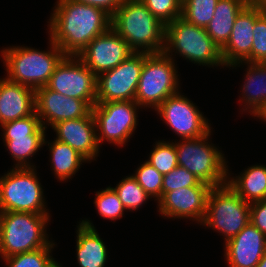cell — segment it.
<instances>
[{
    "mask_svg": "<svg viewBox=\"0 0 266 267\" xmlns=\"http://www.w3.org/2000/svg\"><path fill=\"white\" fill-rule=\"evenodd\" d=\"M262 13V10L250 1L236 17L231 36L221 49L226 68L232 64L244 62L250 56L254 24Z\"/></svg>",
    "mask_w": 266,
    "mask_h": 267,
    "instance_id": "obj_18",
    "label": "cell"
},
{
    "mask_svg": "<svg viewBox=\"0 0 266 267\" xmlns=\"http://www.w3.org/2000/svg\"><path fill=\"white\" fill-rule=\"evenodd\" d=\"M253 43L250 56L244 61L249 63H266V13L255 21Z\"/></svg>",
    "mask_w": 266,
    "mask_h": 267,
    "instance_id": "obj_35",
    "label": "cell"
},
{
    "mask_svg": "<svg viewBox=\"0 0 266 267\" xmlns=\"http://www.w3.org/2000/svg\"><path fill=\"white\" fill-rule=\"evenodd\" d=\"M49 50L9 46L1 50L6 78L34 90L46 86L56 66L66 56L49 37Z\"/></svg>",
    "mask_w": 266,
    "mask_h": 267,
    "instance_id": "obj_3",
    "label": "cell"
},
{
    "mask_svg": "<svg viewBox=\"0 0 266 267\" xmlns=\"http://www.w3.org/2000/svg\"><path fill=\"white\" fill-rule=\"evenodd\" d=\"M55 245L57 244L53 240L46 247L15 254L1 260L6 263V267H47L54 259L51 255Z\"/></svg>",
    "mask_w": 266,
    "mask_h": 267,
    "instance_id": "obj_30",
    "label": "cell"
},
{
    "mask_svg": "<svg viewBox=\"0 0 266 267\" xmlns=\"http://www.w3.org/2000/svg\"><path fill=\"white\" fill-rule=\"evenodd\" d=\"M249 222L250 203L244 201L227 183L211 189L200 225L223 235L226 243Z\"/></svg>",
    "mask_w": 266,
    "mask_h": 267,
    "instance_id": "obj_9",
    "label": "cell"
},
{
    "mask_svg": "<svg viewBox=\"0 0 266 267\" xmlns=\"http://www.w3.org/2000/svg\"><path fill=\"white\" fill-rule=\"evenodd\" d=\"M86 5L98 7L112 16L117 9L122 5L124 0H75Z\"/></svg>",
    "mask_w": 266,
    "mask_h": 267,
    "instance_id": "obj_37",
    "label": "cell"
},
{
    "mask_svg": "<svg viewBox=\"0 0 266 267\" xmlns=\"http://www.w3.org/2000/svg\"><path fill=\"white\" fill-rule=\"evenodd\" d=\"M35 112V90L0 78V125L32 115Z\"/></svg>",
    "mask_w": 266,
    "mask_h": 267,
    "instance_id": "obj_21",
    "label": "cell"
},
{
    "mask_svg": "<svg viewBox=\"0 0 266 267\" xmlns=\"http://www.w3.org/2000/svg\"><path fill=\"white\" fill-rule=\"evenodd\" d=\"M193 186H211L207 183L201 182L195 175L190 173L182 166H177L171 172L163 175L162 196L166 192L177 190L184 187Z\"/></svg>",
    "mask_w": 266,
    "mask_h": 267,
    "instance_id": "obj_33",
    "label": "cell"
},
{
    "mask_svg": "<svg viewBox=\"0 0 266 267\" xmlns=\"http://www.w3.org/2000/svg\"><path fill=\"white\" fill-rule=\"evenodd\" d=\"M132 176L145 192L158 202L162 198L163 175L157 171L148 161L140 164Z\"/></svg>",
    "mask_w": 266,
    "mask_h": 267,
    "instance_id": "obj_32",
    "label": "cell"
},
{
    "mask_svg": "<svg viewBox=\"0 0 266 267\" xmlns=\"http://www.w3.org/2000/svg\"><path fill=\"white\" fill-rule=\"evenodd\" d=\"M35 167H13L0 176V211L50 214Z\"/></svg>",
    "mask_w": 266,
    "mask_h": 267,
    "instance_id": "obj_8",
    "label": "cell"
},
{
    "mask_svg": "<svg viewBox=\"0 0 266 267\" xmlns=\"http://www.w3.org/2000/svg\"><path fill=\"white\" fill-rule=\"evenodd\" d=\"M183 94L179 91L169 96L155 111L180 139L202 137L212 129L211 123Z\"/></svg>",
    "mask_w": 266,
    "mask_h": 267,
    "instance_id": "obj_13",
    "label": "cell"
},
{
    "mask_svg": "<svg viewBox=\"0 0 266 267\" xmlns=\"http://www.w3.org/2000/svg\"><path fill=\"white\" fill-rule=\"evenodd\" d=\"M230 176V177H229ZM228 173L227 184L246 202L266 199V165L248 166L238 174Z\"/></svg>",
    "mask_w": 266,
    "mask_h": 267,
    "instance_id": "obj_25",
    "label": "cell"
},
{
    "mask_svg": "<svg viewBox=\"0 0 266 267\" xmlns=\"http://www.w3.org/2000/svg\"><path fill=\"white\" fill-rule=\"evenodd\" d=\"M76 230V259L80 267H105L108 250L91 220L82 219Z\"/></svg>",
    "mask_w": 266,
    "mask_h": 267,
    "instance_id": "obj_22",
    "label": "cell"
},
{
    "mask_svg": "<svg viewBox=\"0 0 266 267\" xmlns=\"http://www.w3.org/2000/svg\"><path fill=\"white\" fill-rule=\"evenodd\" d=\"M164 25L182 16L181 0H141Z\"/></svg>",
    "mask_w": 266,
    "mask_h": 267,
    "instance_id": "obj_34",
    "label": "cell"
},
{
    "mask_svg": "<svg viewBox=\"0 0 266 267\" xmlns=\"http://www.w3.org/2000/svg\"><path fill=\"white\" fill-rule=\"evenodd\" d=\"M212 186L184 187L166 192L157 203V211L163 218L189 219L201 224Z\"/></svg>",
    "mask_w": 266,
    "mask_h": 267,
    "instance_id": "obj_16",
    "label": "cell"
},
{
    "mask_svg": "<svg viewBox=\"0 0 266 267\" xmlns=\"http://www.w3.org/2000/svg\"><path fill=\"white\" fill-rule=\"evenodd\" d=\"M241 65H247L245 78H243L244 83L240 91L242 96H239L241 98L239 101L242 103H240V106L242 105L241 112H248L252 115L266 102V63L238 62L227 68L234 69Z\"/></svg>",
    "mask_w": 266,
    "mask_h": 267,
    "instance_id": "obj_23",
    "label": "cell"
},
{
    "mask_svg": "<svg viewBox=\"0 0 266 267\" xmlns=\"http://www.w3.org/2000/svg\"><path fill=\"white\" fill-rule=\"evenodd\" d=\"M218 0H184L182 18L198 27L206 28L214 16Z\"/></svg>",
    "mask_w": 266,
    "mask_h": 267,
    "instance_id": "obj_28",
    "label": "cell"
},
{
    "mask_svg": "<svg viewBox=\"0 0 266 267\" xmlns=\"http://www.w3.org/2000/svg\"><path fill=\"white\" fill-rule=\"evenodd\" d=\"M139 108L135 100L96 102L92 114L99 146L105 141L119 148L126 145L138 125Z\"/></svg>",
    "mask_w": 266,
    "mask_h": 267,
    "instance_id": "obj_10",
    "label": "cell"
},
{
    "mask_svg": "<svg viewBox=\"0 0 266 267\" xmlns=\"http://www.w3.org/2000/svg\"><path fill=\"white\" fill-rule=\"evenodd\" d=\"M2 139L14 165L12 167H35L31 158L44 146L46 130L36 112L27 117L0 125Z\"/></svg>",
    "mask_w": 266,
    "mask_h": 267,
    "instance_id": "obj_11",
    "label": "cell"
},
{
    "mask_svg": "<svg viewBox=\"0 0 266 267\" xmlns=\"http://www.w3.org/2000/svg\"><path fill=\"white\" fill-rule=\"evenodd\" d=\"M46 87L75 99L96 104L97 76L77 56H65L56 66Z\"/></svg>",
    "mask_w": 266,
    "mask_h": 267,
    "instance_id": "obj_12",
    "label": "cell"
},
{
    "mask_svg": "<svg viewBox=\"0 0 266 267\" xmlns=\"http://www.w3.org/2000/svg\"><path fill=\"white\" fill-rule=\"evenodd\" d=\"M224 252L228 267H256L266 252V235L249 222L224 243Z\"/></svg>",
    "mask_w": 266,
    "mask_h": 267,
    "instance_id": "obj_20",
    "label": "cell"
},
{
    "mask_svg": "<svg viewBox=\"0 0 266 267\" xmlns=\"http://www.w3.org/2000/svg\"><path fill=\"white\" fill-rule=\"evenodd\" d=\"M50 214L1 212L0 258L46 247L51 241L47 234Z\"/></svg>",
    "mask_w": 266,
    "mask_h": 267,
    "instance_id": "obj_5",
    "label": "cell"
},
{
    "mask_svg": "<svg viewBox=\"0 0 266 267\" xmlns=\"http://www.w3.org/2000/svg\"><path fill=\"white\" fill-rule=\"evenodd\" d=\"M163 52L174 60L177 54L198 66L226 67L221 49L213 42L205 28L191 24L182 17L165 25Z\"/></svg>",
    "mask_w": 266,
    "mask_h": 267,
    "instance_id": "obj_4",
    "label": "cell"
},
{
    "mask_svg": "<svg viewBox=\"0 0 266 267\" xmlns=\"http://www.w3.org/2000/svg\"><path fill=\"white\" fill-rule=\"evenodd\" d=\"M111 27L134 52L160 53L165 48V25L141 0H124L111 16Z\"/></svg>",
    "mask_w": 266,
    "mask_h": 267,
    "instance_id": "obj_2",
    "label": "cell"
},
{
    "mask_svg": "<svg viewBox=\"0 0 266 267\" xmlns=\"http://www.w3.org/2000/svg\"><path fill=\"white\" fill-rule=\"evenodd\" d=\"M45 145L49 146L50 168H52L54 176L58 181L67 182L75 176L83 163H89L84 156L73 149L69 144L56 139L52 142H48L45 137L44 146Z\"/></svg>",
    "mask_w": 266,
    "mask_h": 267,
    "instance_id": "obj_26",
    "label": "cell"
},
{
    "mask_svg": "<svg viewBox=\"0 0 266 267\" xmlns=\"http://www.w3.org/2000/svg\"><path fill=\"white\" fill-rule=\"evenodd\" d=\"M150 151L148 161L162 175L171 172L178 166L175 141L158 140Z\"/></svg>",
    "mask_w": 266,
    "mask_h": 267,
    "instance_id": "obj_29",
    "label": "cell"
},
{
    "mask_svg": "<svg viewBox=\"0 0 266 267\" xmlns=\"http://www.w3.org/2000/svg\"><path fill=\"white\" fill-rule=\"evenodd\" d=\"M256 267H266V252Z\"/></svg>",
    "mask_w": 266,
    "mask_h": 267,
    "instance_id": "obj_40",
    "label": "cell"
},
{
    "mask_svg": "<svg viewBox=\"0 0 266 267\" xmlns=\"http://www.w3.org/2000/svg\"><path fill=\"white\" fill-rule=\"evenodd\" d=\"M133 53L128 43L110 27L95 37L77 57L98 76L114 69Z\"/></svg>",
    "mask_w": 266,
    "mask_h": 267,
    "instance_id": "obj_15",
    "label": "cell"
},
{
    "mask_svg": "<svg viewBox=\"0 0 266 267\" xmlns=\"http://www.w3.org/2000/svg\"><path fill=\"white\" fill-rule=\"evenodd\" d=\"M96 210L99 216L104 219H110L113 222L123 217L126 210L121 203L117 193L111 186H107L105 189L96 191L94 200Z\"/></svg>",
    "mask_w": 266,
    "mask_h": 267,
    "instance_id": "obj_31",
    "label": "cell"
},
{
    "mask_svg": "<svg viewBox=\"0 0 266 267\" xmlns=\"http://www.w3.org/2000/svg\"><path fill=\"white\" fill-rule=\"evenodd\" d=\"M35 112L47 129L63 120L88 116L92 107L84 100L64 96L46 86L35 89Z\"/></svg>",
    "mask_w": 266,
    "mask_h": 267,
    "instance_id": "obj_17",
    "label": "cell"
},
{
    "mask_svg": "<svg viewBox=\"0 0 266 267\" xmlns=\"http://www.w3.org/2000/svg\"><path fill=\"white\" fill-rule=\"evenodd\" d=\"M175 62L164 52L144 53L135 96L140 109H156L166 98L179 92L181 83Z\"/></svg>",
    "mask_w": 266,
    "mask_h": 267,
    "instance_id": "obj_7",
    "label": "cell"
},
{
    "mask_svg": "<svg viewBox=\"0 0 266 267\" xmlns=\"http://www.w3.org/2000/svg\"><path fill=\"white\" fill-rule=\"evenodd\" d=\"M51 128L56 140L69 144L89 162L99 156L100 146L92 112L86 117L60 121Z\"/></svg>",
    "mask_w": 266,
    "mask_h": 267,
    "instance_id": "obj_19",
    "label": "cell"
},
{
    "mask_svg": "<svg viewBox=\"0 0 266 267\" xmlns=\"http://www.w3.org/2000/svg\"><path fill=\"white\" fill-rule=\"evenodd\" d=\"M47 267H62L60 263L57 262V260L53 259Z\"/></svg>",
    "mask_w": 266,
    "mask_h": 267,
    "instance_id": "obj_41",
    "label": "cell"
},
{
    "mask_svg": "<svg viewBox=\"0 0 266 267\" xmlns=\"http://www.w3.org/2000/svg\"><path fill=\"white\" fill-rule=\"evenodd\" d=\"M249 2L250 0H218L214 16L205 30L220 49L228 42L236 17Z\"/></svg>",
    "mask_w": 266,
    "mask_h": 267,
    "instance_id": "obj_24",
    "label": "cell"
},
{
    "mask_svg": "<svg viewBox=\"0 0 266 267\" xmlns=\"http://www.w3.org/2000/svg\"><path fill=\"white\" fill-rule=\"evenodd\" d=\"M48 19V37L66 56H78L97 36L111 27L103 9L75 0H57Z\"/></svg>",
    "mask_w": 266,
    "mask_h": 267,
    "instance_id": "obj_1",
    "label": "cell"
},
{
    "mask_svg": "<svg viewBox=\"0 0 266 267\" xmlns=\"http://www.w3.org/2000/svg\"><path fill=\"white\" fill-rule=\"evenodd\" d=\"M250 222L266 235V199L250 203Z\"/></svg>",
    "mask_w": 266,
    "mask_h": 267,
    "instance_id": "obj_36",
    "label": "cell"
},
{
    "mask_svg": "<svg viewBox=\"0 0 266 267\" xmlns=\"http://www.w3.org/2000/svg\"><path fill=\"white\" fill-rule=\"evenodd\" d=\"M144 52H134L114 69L97 76L96 102L135 100Z\"/></svg>",
    "mask_w": 266,
    "mask_h": 267,
    "instance_id": "obj_14",
    "label": "cell"
},
{
    "mask_svg": "<svg viewBox=\"0 0 266 267\" xmlns=\"http://www.w3.org/2000/svg\"><path fill=\"white\" fill-rule=\"evenodd\" d=\"M252 116L266 123V102L253 112Z\"/></svg>",
    "mask_w": 266,
    "mask_h": 267,
    "instance_id": "obj_38",
    "label": "cell"
},
{
    "mask_svg": "<svg viewBox=\"0 0 266 267\" xmlns=\"http://www.w3.org/2000/svg\"><path fill=\"white\" fill-rule=\"evenodd\" d=\"M212 131L202 137L180 139L175 142V147L179 166L201 182L218 187L227 183L230 170L225 154L209 141Z\"/></svg>",
    "mask_w": 266,
    "mask_h": 267,
    "instance_id": "obj_6",
    "label": "cell"
},
{
    "mask_svg": "<svg viewBox=\"0 0 266 267\" xmlns=\"http://www.w3.org/2000/svg\"><path fill=\"white\" fill-rule=\"evenodd\" d=\"M112 188L117 193L126 211L138 210L151 199L145 190L137 183L132 174L122 178V180Z\"/></svg>",
    "mask_w": 266,
    "mask_h": 267,
    "instance_id": "obj_27",
    "label": "cell"
},
{
    "mask_svg": "<svg viewBox=\"0 0 266 267\" xmlns=\"http://www.w3.org/2000/svg\"><path fill=\"white\" fill-rule=\"evenodd\" d=\"M253 2L262 10V12L266 13V0H254Z\"/></svg>",
    "mask_w": 266,
    "mask_h": 267,
    "instance_id": "obj_39",
    "label": "cell"
}]
</instances>
